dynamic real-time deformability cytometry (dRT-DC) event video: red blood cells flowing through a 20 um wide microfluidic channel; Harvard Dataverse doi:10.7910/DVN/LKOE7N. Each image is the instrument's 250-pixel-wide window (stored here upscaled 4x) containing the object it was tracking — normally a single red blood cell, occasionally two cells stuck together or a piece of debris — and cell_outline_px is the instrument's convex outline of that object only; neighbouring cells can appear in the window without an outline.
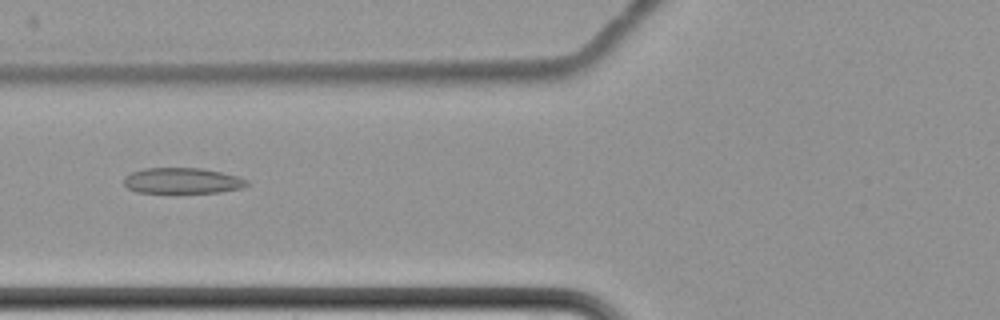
{"species": "common noctule bat (a hibernating species)", "species_latin": "Nyctalus noctula", "temperature_condition": "cold", "stored_images_in_passage": 6, "camera_frame_rate_fps": 3000, "um_per_image_px": 0.085, "animal": {"sex": "female", "body_mass_g": 22.7, "forearm_length_mm": 54.2}, "frame": {"image": 1, "passage_image": 5, "time_ms": 4.667, "image_size_px": [1000, 320], "cell_outline_px": [[248, 184], [240, 188], [220, 192], [176, 196], [136, 192], [128, 188], [124, 184], [124, 176], [132, 172], [144, 168], [200, 168], [220, 172], [236, 176], [248, 180]], "centroid_in_image_um": [15.44, 15.42], "position_along_channel_um": 110.4, "area_um2": 19.42}}
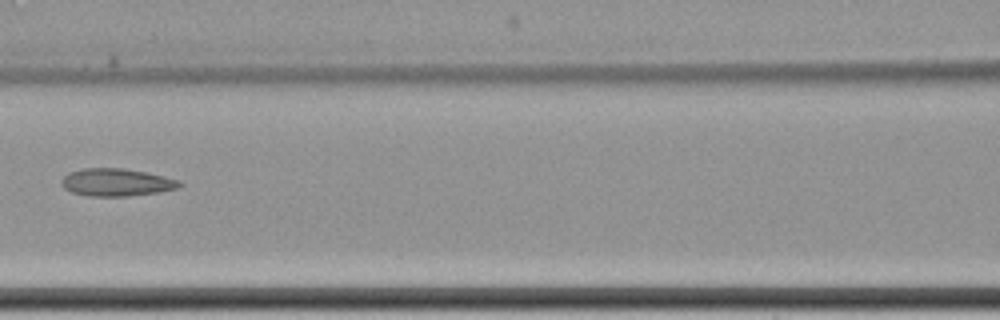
{"frame": {"image": 2, "passage_image": 6, "time_ms": 6.0, "image_size_px": [1000, 320], "cell_outline_px": [[184, 184], [176, 188], [160, 192], [128, 196], [88, 196], [72, 192], [64, 188], [60, 184], [60, 180], [68, 172], [84, 168], [124, 168], [164, 176], [180, 180]], "centroid_in_image_um": [9.88, 15.5], "position_along_channel_um": 156.7, "area_um2": 19.07}}